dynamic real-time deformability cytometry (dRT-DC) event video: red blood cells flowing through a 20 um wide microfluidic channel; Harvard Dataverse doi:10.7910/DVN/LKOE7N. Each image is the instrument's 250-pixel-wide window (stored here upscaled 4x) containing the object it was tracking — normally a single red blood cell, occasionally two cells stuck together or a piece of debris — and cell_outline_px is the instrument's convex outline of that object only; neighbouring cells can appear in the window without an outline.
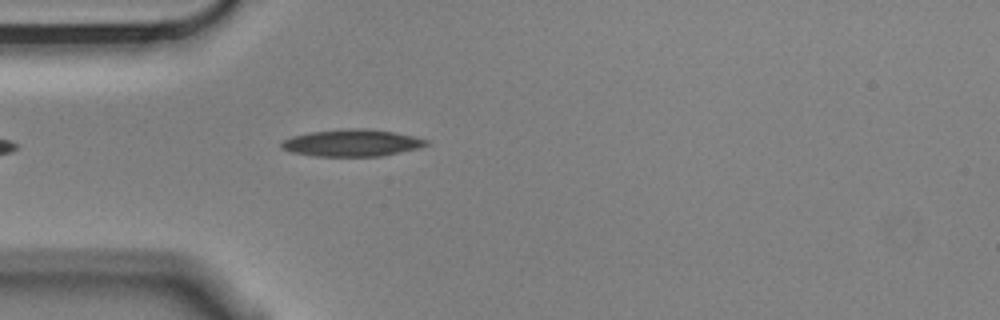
{"species": "Egyptian fruit bat (a non-hibernating species)", "species_latin": "Rousettus aegyptiacus", "temperature_condition": "cold", "stored_images_in_passage": 5, "camera_frame_rate_fps": 3000, "um_per_image_px": 0.085, "animal": {"sex": "male"}, "frame": {"image": 1, "passage_image": 5, "time_ms": 1.333, "image_size_px": [1000, 320], "cell_outline_px": [[428, 144], [420, 148], [380, 156], [316, 156], [292, 152], [280, 148], [280, 140], [292, 136], [308, 132], [352, 128], [364, 128], [392, 132], [412, 136], [428, 140]], "centroid_in_image_um": [29.86, 12.14], "position_along_channel_um": 55.1, "area_um2": 22.72}}